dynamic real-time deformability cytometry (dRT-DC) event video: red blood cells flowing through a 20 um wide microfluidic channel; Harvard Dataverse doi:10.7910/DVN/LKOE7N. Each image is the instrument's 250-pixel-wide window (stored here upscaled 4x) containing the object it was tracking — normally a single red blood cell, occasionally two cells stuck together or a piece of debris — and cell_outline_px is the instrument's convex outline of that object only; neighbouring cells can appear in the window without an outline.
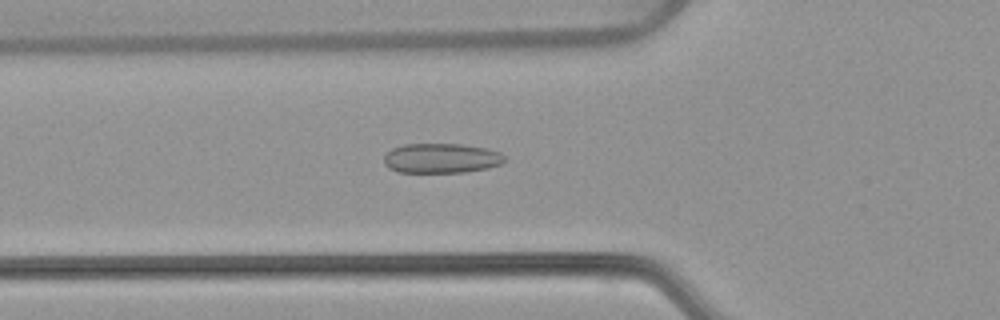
{"species": "common noctule bat (a hibernating species)", "species_latin": "Nyctalus noctula", "temperature_condition": "warm", "stored_images_in_passage": 54, "camera_frame_rate_fps": 3000, "um_per_image_px": 0.085, "animal": {"sex": "female", "body_mass_g": 22.7, "forearm_length_mm": 54.2}, "frame": {"image": 1, "passage_image": 19, "time_ms": 6.0, "image_size_px": [1000, 320], "cell_outline_px": [[508, 160], [500, 164], [488, 168], [464, 172], [400, 172], [388, 168], [384, 164], [384, 156], [392, 148], [404, 144], [460, 144], [488, 148], [500, 152]], "centroid_in_image_um": [37.53, 13.44], "position_along_channel_um": 88.3, "area_um2": 21.04}}
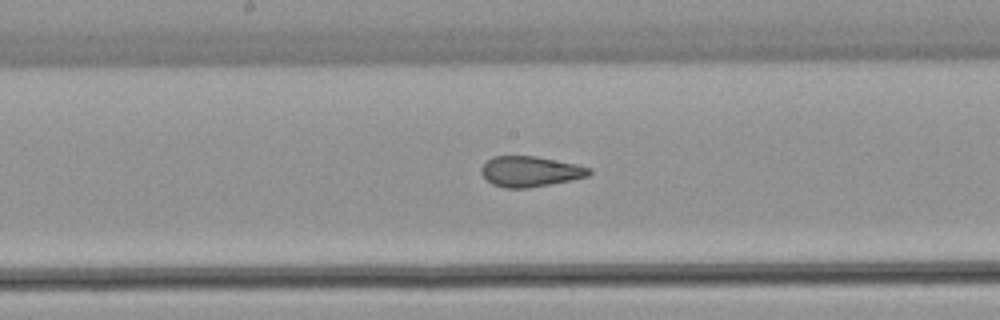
{"frame": {"image": 2, "passage_image": 28, "time_ms": 9.0, "image_size_px": [1000, 320], "cell_outline_px": [[592, 172], [588, 176], [548, 184], [524, 188], [504, 188], [492, 184], [480, 172], [480, 168], [492, 156], [536, 156], [576, 164], [592, 168]], "centroid_in_image_um": [45.05, 14.56], "position_along_channel_um": 203.1, "area_um2": 18.96}}
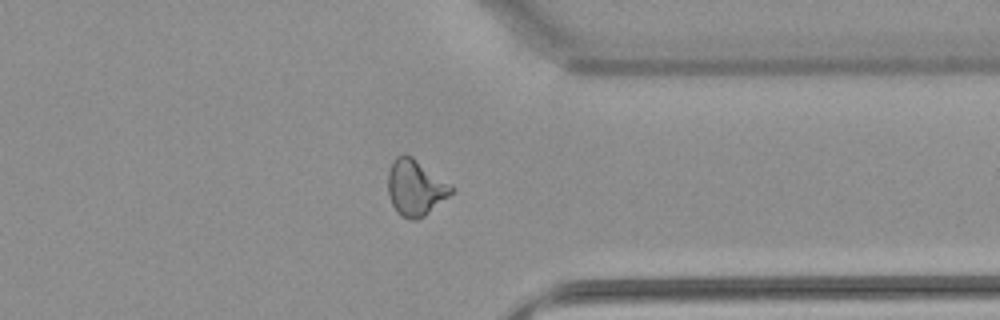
{"frame": {"image": 3, "passage_image": 42, "time_ms": 13.667, "image_size_px": [1000, 320], "cell_outline_px": [[456, 188], [448, 196], [424, 216], [416, 220], [408, 220], [400, 216], [396, 212], [392, 204], [388, 192], [388, 172], [392, 160], [396, 156], [404, 152], [412, 156]], "centroid_in_image_um": [35.28, 15.94], "position_along_channel_um": 376.1, "area_um2": 20.81}, "authors_computed_cell_mechanics": {"area_um2": 21.0392, "velocity_mm_per_s": 3.8078, "shape_relaxation_time_tau1_ms": null, "shape_relaxation_time_tau2_ms": 1.1592, "deformation_change_tau1": null, "deformation_change_tau2": 0.0801}}